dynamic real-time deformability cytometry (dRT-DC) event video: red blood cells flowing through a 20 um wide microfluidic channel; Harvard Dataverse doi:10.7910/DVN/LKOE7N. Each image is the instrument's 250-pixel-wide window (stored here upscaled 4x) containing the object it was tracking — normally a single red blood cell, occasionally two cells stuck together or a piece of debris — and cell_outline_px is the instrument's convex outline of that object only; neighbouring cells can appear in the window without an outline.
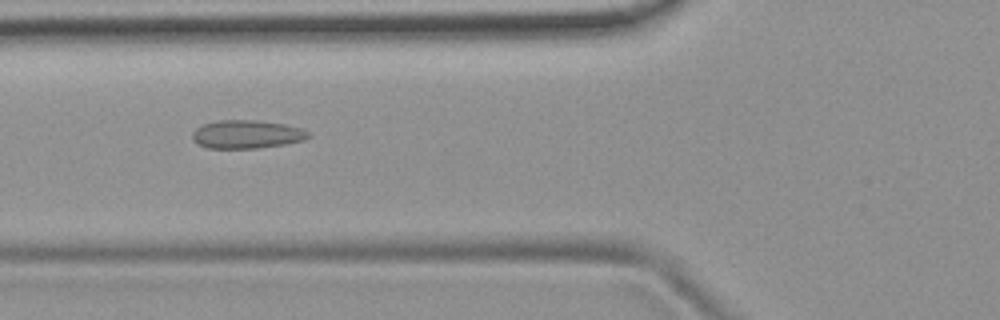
{"species": "common noctule bat (a hibernating species)", "species_latin": "Nyctalus noctula", "temperature_condition": "room temperature", "stored_images_in_passage": 6, "camera_frame_rate_fps": 3000, "um_per_image_px": 0.085, "animal": {"sex": "female", "body_mass_g": 19.9}, "frame": {"image": 1, "passage_image": 6, "time_ms": 5.667, "image_size_px": [1000, 320], "cell_outline_px": [[308, 136], [304, 140], [284, 144], [256, 148], [208, 148], [196, 144], [192, 140], [192, 132], [196, 128], [204, 124], [220, 120], [256, 120], [284, 124], [300, 128], [308, 132]], "centroid_in_image_um": [20.92, 11.42], "position_along_channel_um": 104.9, "area_um2": 19.02}}